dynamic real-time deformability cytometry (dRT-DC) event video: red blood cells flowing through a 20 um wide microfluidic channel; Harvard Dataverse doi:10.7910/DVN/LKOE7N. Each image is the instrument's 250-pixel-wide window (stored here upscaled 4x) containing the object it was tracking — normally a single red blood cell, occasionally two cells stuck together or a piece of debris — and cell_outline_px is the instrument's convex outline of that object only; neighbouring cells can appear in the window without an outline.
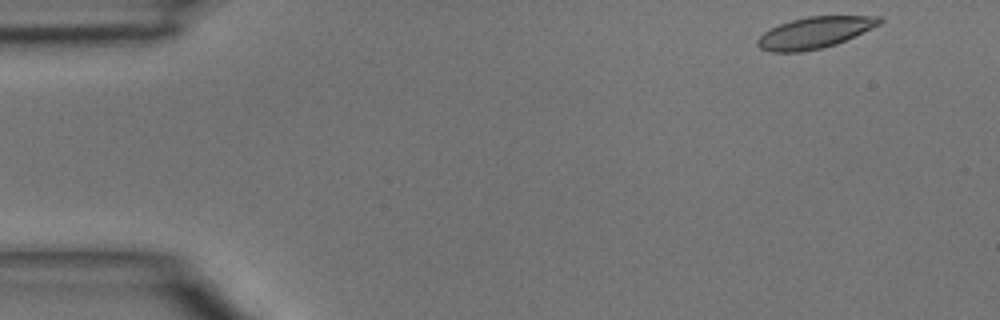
{"species": "common noctule bat (a hibernating species)", "species_latin": "Nyctalus noctula", "temperature_condition": "room temperature", "stored_images_in_passage": 6, "camera_frame_rate_fps": 3000, "um_per_image_px": 0.085, "animal": {"sex": "male", "body_mass_g": 15.6}, "frame": {"image": 1, "passage_image": 1, "time_ms": 0.0, "image_size_px": [1000, 320], "cell_outline_px": [[884, 20], [880, 24], [872, 28], [836, 44], [820, 48], [800, 52], [772, 52], [760, 48], [756, 44], [756, 40], [764, 32], [780, 24], [792, 20], [808, 16], [880, 16]], "centroid_in_image_um": [69.24, 2.77], "position_along_channel_um": 15.8, "area_um2": 22.08}}